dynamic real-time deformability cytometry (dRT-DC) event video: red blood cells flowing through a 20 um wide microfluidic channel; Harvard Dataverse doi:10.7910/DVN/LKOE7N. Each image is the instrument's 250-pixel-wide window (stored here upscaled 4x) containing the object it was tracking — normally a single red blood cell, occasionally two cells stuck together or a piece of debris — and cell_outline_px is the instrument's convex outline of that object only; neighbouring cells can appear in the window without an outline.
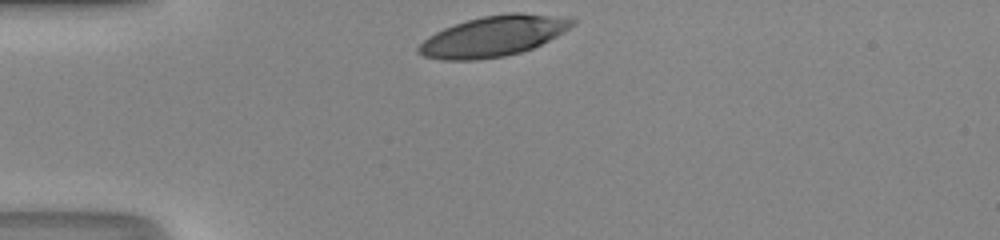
{"species": "human", "species_latin": "Homo sapiens", "temperature_condition": "room temperature", "stored_images_in_passage": 28, "camera_frame_rate_fps": 3000, "um_per_image_px": 0.085, "donor": {"sex": "male"}, "frame": {"image": 1, "passage_image": 1, "time_ms": 0.0, "image_size_px": [1000, 240], "cell_outline_px": [[576, 24], [556, 36], [532, 48], [520, 52], [504, 56], [476, 60], [444, 60], [424, 56], [416, 52], [416, 48], [428, 36], [444, 28], [468, 20], [484, 16], [508, 12], [520, 12], [556, 16], [576, 20]], "centroid_in_image_um": [41.92, 3.08], "position_along_channel_um": 43.1, "area_um2": 36.01}}
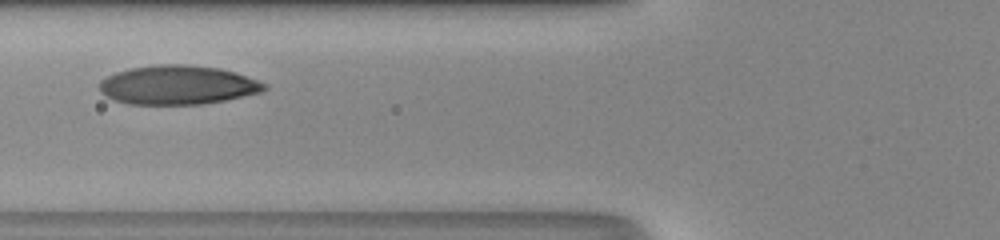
{"frame": {"image": 2, "passage_image": 8, "time_ms": 2.333, "image_size_px": [1000, 240], "cell_outline_px": [[268, 88], [260, 92], [224, 100], [204, 104], [128, 104], [112, 100], [104, 96], [100, 92], [100, 80], [116, 72], [132, 68], [156, 64], [188, 64], [220, 68], [236, 72], [268, 84]], "centroid_in_image_um": [15.09, 7.22], "position_along_channel_um": 110.7, "area_um2": 37.69}}
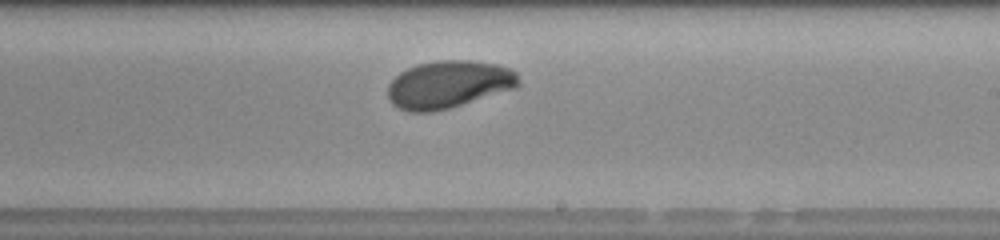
{"frame": {"image": 3, "passage_image": 18, "time_ms": 5.667, "image_size_px": [1000, 240], "cell_outline_px": [[520, 84], [516, 88], [448, 108], [432, 112], [408, 112], [396, 108], [388, 100], [388, 84], [400, 72], [408, 68], [420, 64], [440, 60], [468, 60], [496, 64], [508, 68], [516, 72], [520, 80]], "centroid_in_image_um": [38.11, 7.19], "position_along_channel_um": 250.9, "area_um2": 36.18}, "authors_computed_cell_mechanics": {"area_um2": 36.6741, "velocity_mm_per_s": 4.2249, "shape_relaxation_time_tau1_ms": 3.2515, "shape_relaxation_time_tau2_ms": null, "deformation_change_tau1": 0.176, "deformation_change_tau2": null}}